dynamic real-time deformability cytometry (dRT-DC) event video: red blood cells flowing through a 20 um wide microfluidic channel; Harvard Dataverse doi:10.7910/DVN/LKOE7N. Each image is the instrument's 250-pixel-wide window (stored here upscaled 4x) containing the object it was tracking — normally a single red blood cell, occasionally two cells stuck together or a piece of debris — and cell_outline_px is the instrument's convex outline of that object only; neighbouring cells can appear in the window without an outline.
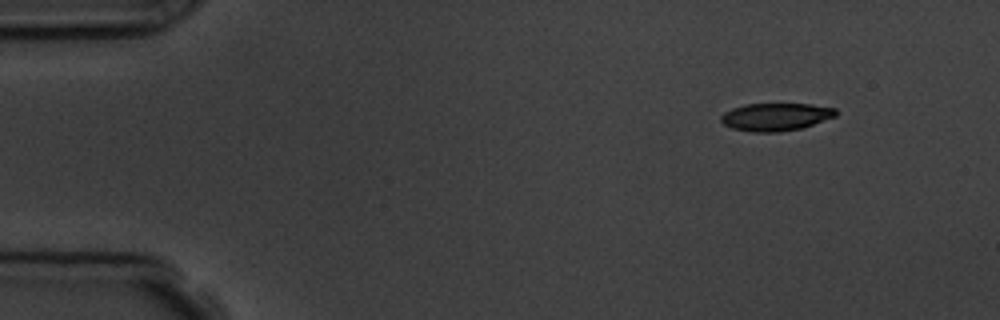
{"species": "common noctule bat (a hibernating species)", "species_latin": "Nyctalus noctula", "temperature_condition": "room temperature", "stored_images_in_passage": 3, "camera_frame_rate_fps": 3000, "um_per_image_px": 0.085, "animal": {"sex": "male", "body_mass_g": 19.5, "forearm_length_mm": 54.6}, "frame": {"image": 1, "passage_image": 1, "time_ms": 0.0, "image_size_px": [1000, 320], "cell_outline_px": [[836, 116], [804, 128], [780, 132], [752, 132], [732, 128], [724, 124], [720, 120], [720, 116], [724, 112], [732, 108], [744, 104], [812, 104], [836, 108]], "centroid_in_image_um": [65.94, 9.94], "position_along_channel_um": 19.1, "area_um2": 18.73}}
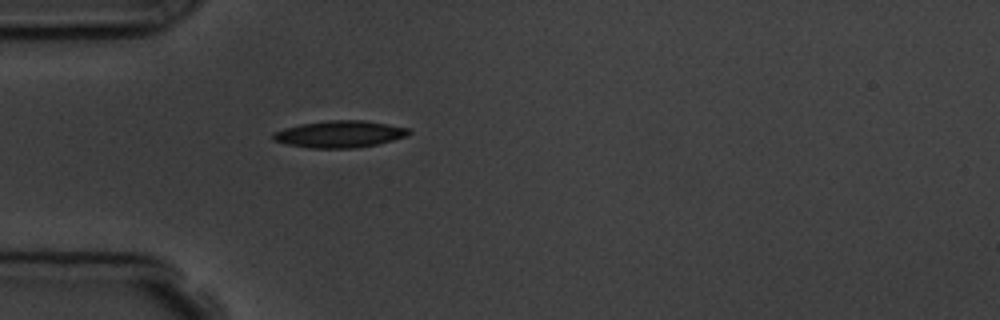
{"frame": {"image": 2, "passage_image": 3, "time_ms": 3.333, "image_size_px": [1000, 320], "cell_outline_px": [[412, 132], [408, 136], [376, 144], [356, 148], [308, 148], [288, 144], [272, 140], [272, 132], [284, 128], [300, 124], [328, 120], [364, 120], [388, 124], [408, 128]], "centroid_in_image_um": [28.86, 11.4], "position_along_channel_um": 56.1, "area_um2": 21.33}}